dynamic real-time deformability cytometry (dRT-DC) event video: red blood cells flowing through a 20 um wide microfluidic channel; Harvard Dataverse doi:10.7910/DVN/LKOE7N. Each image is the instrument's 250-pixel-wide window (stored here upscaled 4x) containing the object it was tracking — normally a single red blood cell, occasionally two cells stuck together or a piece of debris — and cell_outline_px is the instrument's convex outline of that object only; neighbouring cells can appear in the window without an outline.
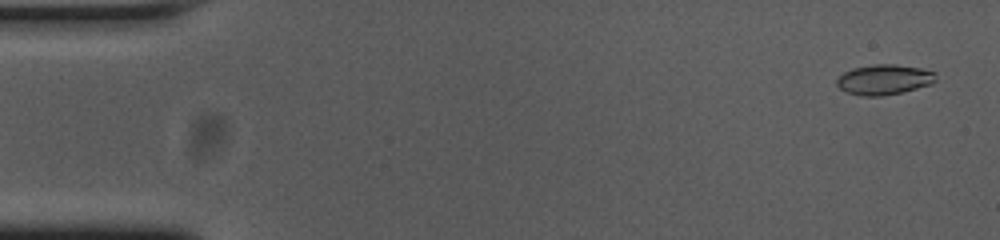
{"species": "common noctule bat (a hibernating species)", "species_latin": "Nyctalus noctula", "temperature_condition": "cold", "stored_images_in_passage": 54, "camera_frame_rate_fps": 3000, "um_per_image_px": 0.085, "animal": {"sex": "female", "body_mass_g": 23.0, "forearm_length_mm": 53.4}, "frame": {"image": 1, "passage_image": 1, "time_ms": 0.0, "image_size_px": [1000, 240], "cell_outline_px": [[936, 80], [932, 84], [900, 92], [880, 96], [860, 96], [848, 92], [840, 88], [836, 84], [836, 80], [844, 72], [852, 68], [872, 64], [896, 64], [920, 68], [936, 72]], "centroid_in_image_um": [75.15, 6.75], "position_along_channel_um": 9.9, "area_um2": 17.4}}
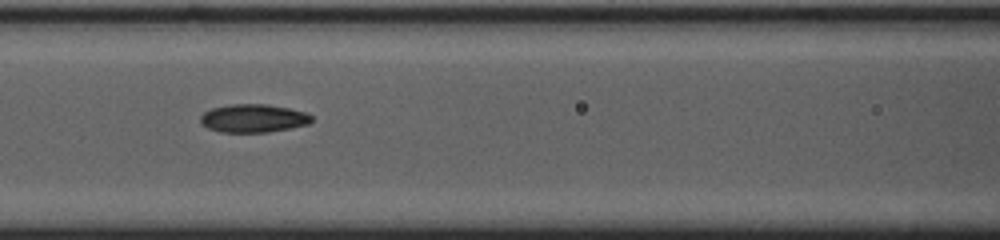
{"frame": {"image": 2, "passage_image": 22, "time_ms": 7.0, "image_size_px": [1000, 240], "cell_outline_px": [[312, 120], [308, 124], [292, 128], [268, 132], [220, 132], [208, 128], [200, 124], [200, 116], [204, 112], [212, 108], [232, 104], [268, 104], [308, 112], [312, 116]], "centroid_in_image_um": [21.54, 10.05], "position_along_channel_um": 145.1, "area_um2": 18.44}}
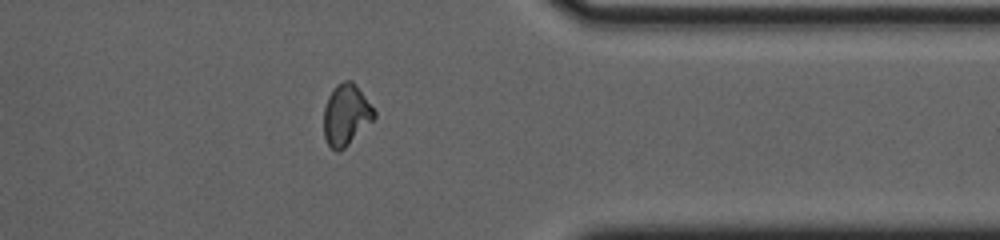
{"frame": {"image": 3, "passage_image": 42, "time_ms": 13.667, "image_size_px": [1000, 240], "cell_outline_px": [[376, 116], [340, 152], [336, 152], [328, 144], [324, 136], [324, 108], [328, 96], [332, 88], [336, 84], [344, 80], [352, 80], [376, 112]], "centroid_in_image_um": [29.39, 9.74], "position_along_channel_um": 382.0, "area_um2": 17.74}}